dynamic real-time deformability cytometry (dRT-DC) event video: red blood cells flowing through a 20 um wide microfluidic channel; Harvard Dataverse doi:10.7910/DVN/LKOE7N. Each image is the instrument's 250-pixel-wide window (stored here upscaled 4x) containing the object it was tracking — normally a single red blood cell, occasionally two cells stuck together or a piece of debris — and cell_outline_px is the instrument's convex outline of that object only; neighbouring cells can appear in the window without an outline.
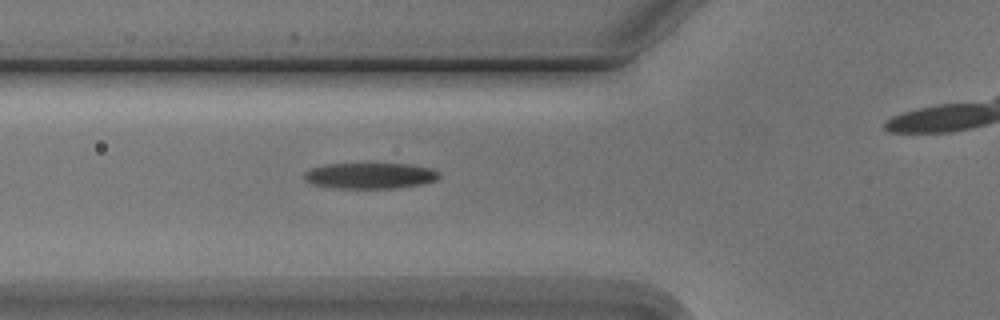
{"species": "Egyptian fruit bat (a non-hibernating species)", "species_latin": "Rousettus aegyptiacus", "temperature_condition": "cold", "stored_images_in_passage": 5, "camera_frame_rate_fps": 3000, "um_per_image_px": 0.085, "animal": {"sex": "male"}, "frame": {"image": 1, "passage_image": 5, "time_ms": 4.667, "image_size_px": [1000, 320], "cell_outline_px": [[440, 176], [436, 180], [424, 184], [400, 188], [328, 188], [312, 184], [304, 180], [304, 172], [312, 168], [324, 164], [368, 160], [408, 164], [432, 168], [440, 172]], "centroid_in_image_um": [31.45, 14.88], "position_along_channel_um": 94.4, "area_um2": 21.85}}